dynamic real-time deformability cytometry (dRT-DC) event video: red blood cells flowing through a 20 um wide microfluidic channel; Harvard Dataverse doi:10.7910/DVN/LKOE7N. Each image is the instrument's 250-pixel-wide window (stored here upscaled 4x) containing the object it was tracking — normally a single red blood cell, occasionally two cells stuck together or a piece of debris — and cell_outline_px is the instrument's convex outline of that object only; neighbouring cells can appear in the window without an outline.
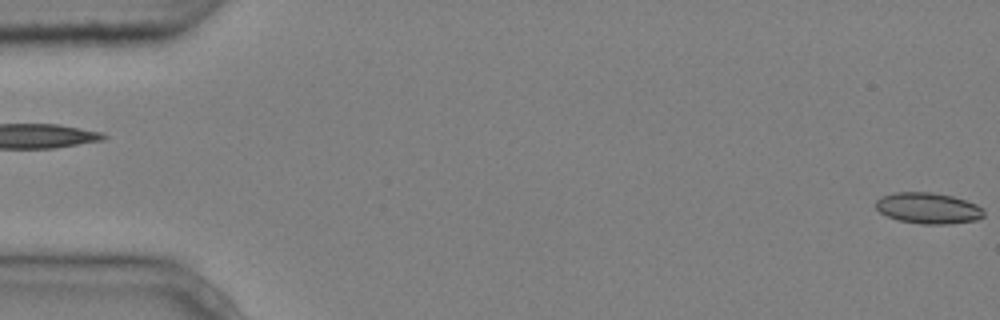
{"species": "common noctule bat (a hibernating species)", "species_latin": "Nyctalus noctula", "temperature_condition": "cold", "stored_images_in_passage": 5, "segment_of_instrument_passage": [2, 2], "camera_frame_rate_fps": 3000, "um_per_image_px": 0.085, "animal": {"sex": "male", "body_mass_g": 20.4}, "frame": {"image": 1, "passage_image": 5, "time_ms": 1.333, "image_size_px": [1000, 320], "cell_outline_px": [[984, 216], [976, 220], [948, 224], [920, 224], [896, 220], [880, 212], [876, 208], [876, 200], [880, 196], [892, 192], [932, 192], [952, 196], [976, 204], [984, 208]], "centroid_in_image_um": [78.88, 17.69], "position_along_channel_um": 6.1, "area_um2": 19.71}}